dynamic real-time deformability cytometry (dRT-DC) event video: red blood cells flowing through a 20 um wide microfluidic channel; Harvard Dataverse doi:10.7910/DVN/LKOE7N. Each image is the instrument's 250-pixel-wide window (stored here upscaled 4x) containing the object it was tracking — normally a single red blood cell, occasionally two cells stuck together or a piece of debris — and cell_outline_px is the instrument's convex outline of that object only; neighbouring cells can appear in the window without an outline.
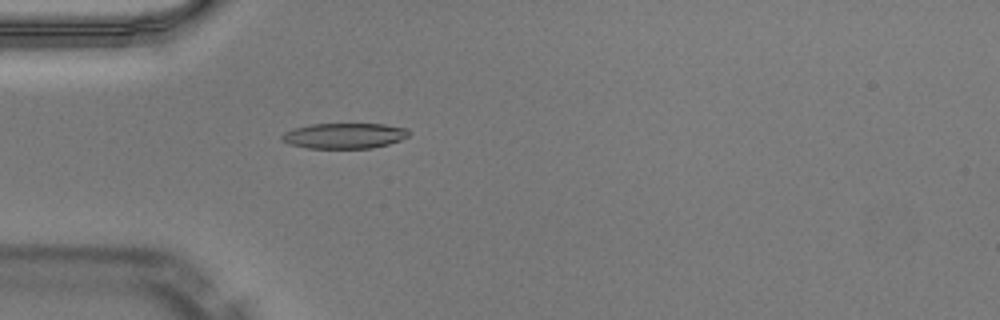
{"species": "Egyptian fruit bat (a non-hibernating species)", "species_latin": "Rousettus aegyptiacus", "temperature_condition": "warm", "stored_images_in_passage": 39, "camera_frame_rate_fps": 3000, "um_per_image_px": 0.085, "animal": {"sex": "male"}, "frame": {"image": 1, "passage_image": 4, "time_ms": 1.0, "image_size_px": [1000, 320], "cell_outline_px": [[408, 136], [400, 140], [388, 144], [372, 148], [308, 148], [288, 144], [280, 140], [280, 136], [284, 132], [296, 128], [312, 124], [384, 124], [408, 128]], "centroid_in_image_um": [29.25, 11.54], "position_along_channel_um": 55.8, "area_um2": 18.84}}
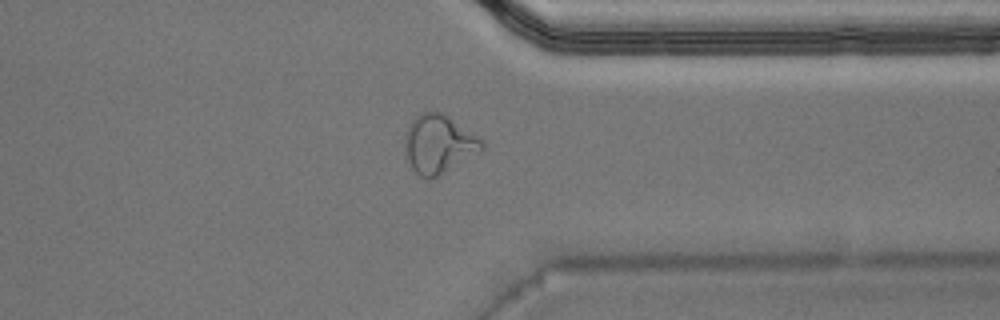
{"frame": {"image": 2, "passage_image": 28, "time_ms": 9.0, "image_size_px": [1000, 320], "cell_outline_px": [[484, 148], [444, 172], [428, 180], [420, 176], [412, 168], [404, 152], [404, 140], [408, 128], [412, 120], [420, 112], [444, 112], [484, 140]], "centroid_in_image_um": [37.27, 12.22], "position_along_channel_um": 374.1, "area_um2": 26.07}}
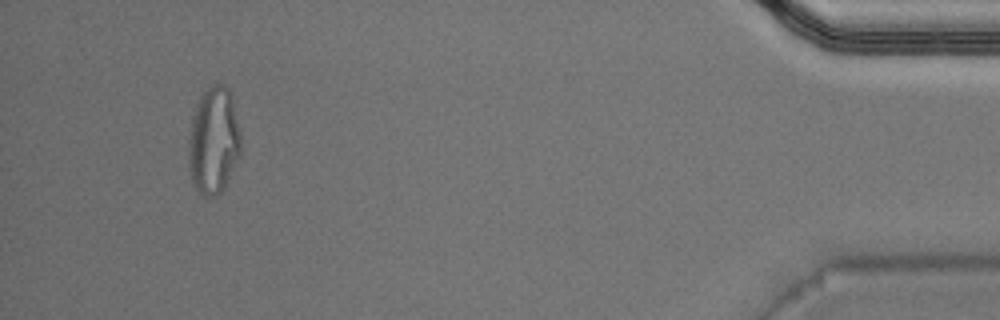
{"frame": {"image": 3, "passage_image": 36, "time_ms": 11.667, "image_size_px": [1000, 320], "cell_outline_px": [[240, 156], [224, 188], [216, 196], [204, 196], [192, 184], [188, 164], [188, 136], [192, 116], [196, 104], [200, 96], [212, 84], [224, 84], [228, 88], [232, 96], [240, 132]], "centroid_in_image_um": [18.14, 11.96], "position_along_channel_um": 417.1, "area_um2": 32.95}, "authors_computed_cell_mechanics": {"area_um2": 19.941, "velocity_mm_per_s": 4.0742, "shape_relaxation_time_tau1_ms": null, "shape_relaxation_time_tau2_ms": 1.0001, "deformation_change_tau1": null, "deformation_change_tau2": 0.0771}}